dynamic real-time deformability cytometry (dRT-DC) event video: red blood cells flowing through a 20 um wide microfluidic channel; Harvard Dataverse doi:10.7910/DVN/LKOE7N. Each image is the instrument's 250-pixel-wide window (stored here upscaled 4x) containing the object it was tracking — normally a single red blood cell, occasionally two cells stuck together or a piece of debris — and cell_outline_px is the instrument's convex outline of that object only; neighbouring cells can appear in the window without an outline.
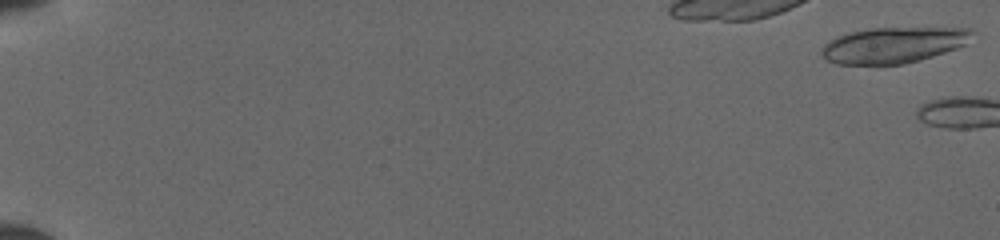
{"species": "common noctule bat (a hibernating species)", "species_latin": "Nyctalus noctula", "temperature_condition": "cold", "stored_images_in_passage": 3, "camera_frame_rate_fps": 3000, "um_per_image_px": 0.085, "animal": {"sex": "female", "body_mass_g": 19.5, "forearm_length_mm": 54.1}, "frame": {"image": 1, "passage_image": 1, "time_ms": 0.0, "image_size_px": [1000, 240], "cell_outline_px": [[976, 32], [964, 44], [956, 48], [932, 56], [904, 64], [836, 64], [824, 60], [820, 52], [820, 48], [824, 44], [840, 36], [852, 32], [868, 28], [968, 28]], "centroid_in_image_um": [75.9, 3.83], "position_along_channel_um": 9.1, "area_um2": 31.21}}